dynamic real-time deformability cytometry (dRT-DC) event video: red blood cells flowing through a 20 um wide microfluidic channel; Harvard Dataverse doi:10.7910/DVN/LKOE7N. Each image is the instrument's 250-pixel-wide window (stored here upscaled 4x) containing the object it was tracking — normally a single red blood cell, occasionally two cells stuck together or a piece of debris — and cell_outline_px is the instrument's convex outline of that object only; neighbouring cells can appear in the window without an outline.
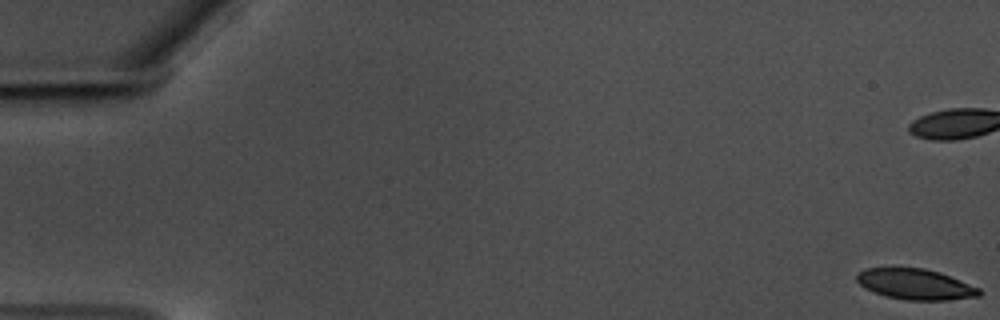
{"species": "common noctule bat (a hibernating species)", "species_latin": "Nyctalus noctula", "temperature_condition": "warm", "stored_images_in_passage": 61, "camera_frame_rate_fps": 3000, "um_per_image_px": 0.085, "animal": {"sex": "male", "body_mass_g": 17.5, "forearm_length_mm": 52.3}, "frame": {"image": 1, "passage_image": 1, "time_ms": 0.0, "image_size_px": [1000, 320], "cell_outline_px": [[984, 292], [980, 296], [948, 300], [908, 300], [884, 296], [864, 288], [856, 280], [856, 272], [864, 268], [892, 264], [924, 268], [940, 272], [980, 288]], "centroid_in_image_um": [77.73, 24.1], "position_along_channel_um": 7.3, "area_um2": 22.95}}
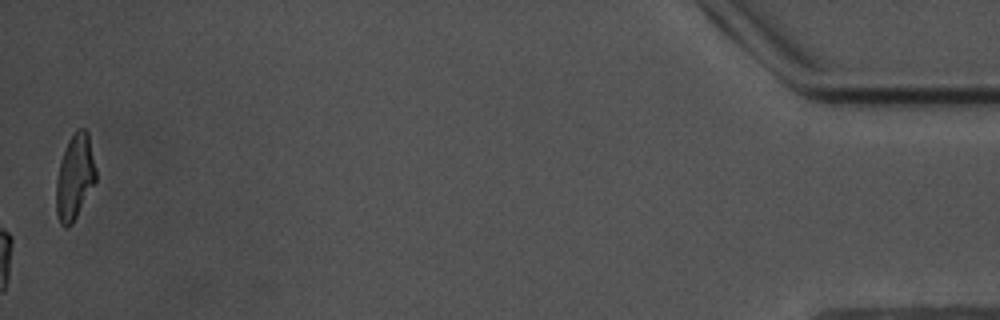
{"frame": {"image": 2, "passage_image": 61, "time_ms": 20.0, "image_size_px": [1000, 320], "cell_outline_px": [[96, 180], [72, 224], [64, 228], [60, 224], [56, 212], [56, 180], [60, 160], [72, 136], [80, 128], [84, 128], [88, 132], [96, 168]], "centroid_in_image_um": [6.35, 15.08], "position_along_channel_um": 428.8, "area_um2": 19.42}, "authors_computed_cell_mechanics": {"area_um2": 23.6402, "velocity_mm_per_s": 3.5016, "shape_relaxation_time_tau1_ms": 4.6215, "shape_relaxation_time_tau2_ms": 4.3587, "deformation_change_tau1": 0.1469, "deformation_change_tau2": 0.115}}